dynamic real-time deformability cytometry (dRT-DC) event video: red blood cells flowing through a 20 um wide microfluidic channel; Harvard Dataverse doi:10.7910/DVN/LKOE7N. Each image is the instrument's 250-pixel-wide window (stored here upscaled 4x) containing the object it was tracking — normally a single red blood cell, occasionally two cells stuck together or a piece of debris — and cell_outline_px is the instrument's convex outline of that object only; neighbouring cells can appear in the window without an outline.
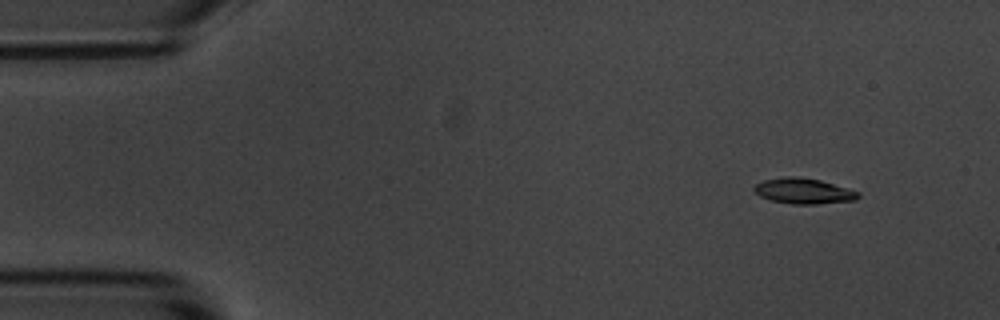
{"species": "common noctule bat (a hibernating species)", "species_latin": "Nyctalus noctula", "temperature_condition": "room temperature", "stored_images_in_passage": 6, "camera_frame_rate_fps": 3000, "um_per_image_px": 0.085, "animal": {"sex": "male", "body_mass_g": 20.1, "forearm_length_mm": 53.5}, "frame": {"image": 1, "passage_image": 2, "time_ms": 1.0, "image_size_px": [1000, 320], "cell_outline_px": [[860, 196], [856, 200], [816, 204], [792, 204], [772, 200], [760, 196], [752, 188], [756, 184], [764, 180], [788, 176], [800, 176], [820, 180], [848, 188], [860, 192]], "centroid_in_image_um": [68.33, 16.23], "position_along_channel_um": 16.7, "area_um2": 15.49}}
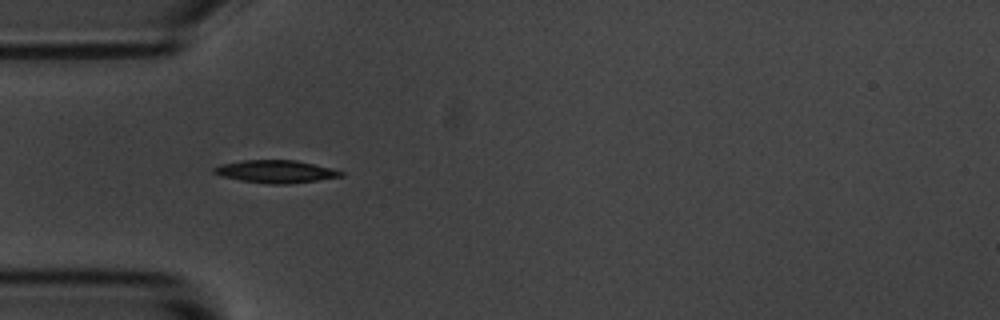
{"frame": {"image": 2, "passage_image": 5, "time_ms": 4.667, "image_size_px": [1000, 320], "cell_outline_px": [[344, 176], [288, 184], [268, 184], [240, 180], [220, 176], [212, 172], [212, 168], [220, 164], [240, 160], [296, 160], [332, 168], [344, 172]], "centroid_in_image_um": [23.4, 14.57], "position_along_channel_um": 61.6, "area_um2": 16.88}}